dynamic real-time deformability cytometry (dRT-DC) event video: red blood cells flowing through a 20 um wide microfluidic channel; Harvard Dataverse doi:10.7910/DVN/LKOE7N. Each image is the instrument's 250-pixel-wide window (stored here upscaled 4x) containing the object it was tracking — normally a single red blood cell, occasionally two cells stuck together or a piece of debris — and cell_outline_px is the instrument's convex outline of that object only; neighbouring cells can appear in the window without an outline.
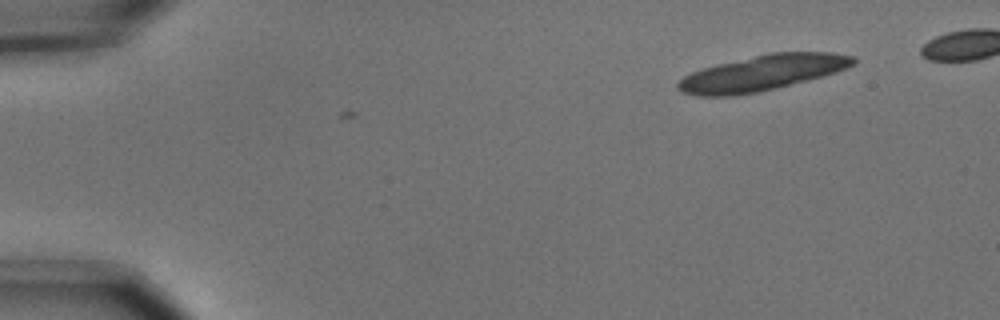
{"species": "common noctule bat (a hibernating species)", "species_latin": "Nyctalus noctula", "temperature_condition": "cold", "stored_images_in_passage": 3, "camera_frame_rate_fps": 3000, "um_per_image_px": 0.085, "animal": {"sex": "male", "body_mass_g": 15.6}, "frame": {"image": 1, "passage_image": 3, "time_ms": 0.667, "image_size_px": [1000, 320], "cell_outline_px": [[856, 64], [836, 72], [756, 92], [732, 96], [696, 96], [684, 92], [676, 88], [676, 84], [684, 76], [700, 68], [768, 52], [832, 52], [856, 56]], "centroid_in_image_um": [64.77, 6.18], "position_along_channel_um": 20.2, "area_um2": 36.01}}